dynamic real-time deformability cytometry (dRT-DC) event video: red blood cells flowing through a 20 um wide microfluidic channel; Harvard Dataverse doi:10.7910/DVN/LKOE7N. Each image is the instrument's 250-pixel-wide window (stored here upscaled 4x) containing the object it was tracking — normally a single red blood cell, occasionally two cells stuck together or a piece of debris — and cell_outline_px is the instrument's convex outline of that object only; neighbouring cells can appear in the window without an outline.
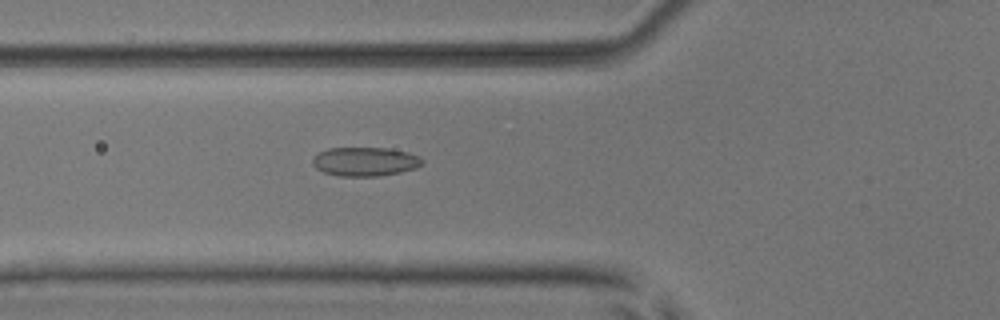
{"species": "common noctule bat (a hibernating species)", "species_latin": "Nyctalus noctula", "temperature_condition": "room temperature", "stored_images_in_passage": 36, "camera_frame_rate_fps": 3000, "um_per_image_px": 0.085, "animal": {"sex": "male", "body_mass_g": 17.9, "forearm_length_mm": 54.2}, "frame": {"image": 1, "passage_image": 3, "time_ms": 0.667, "image_size_px": [1000, 320], "cell_outline_px": [[424, 164], [416, 168], [400, 172], [380, 176], [340, 176], [324, 172], [316, 168], [312, 164], [312, 160], [320, 152], [328, 148], [388, 148], [408, 152], [424, 160]], "centroid_in_image_um": [31.05, 13.74], "position_along_channel_um": 94.8, "area_um2": 18.44}}
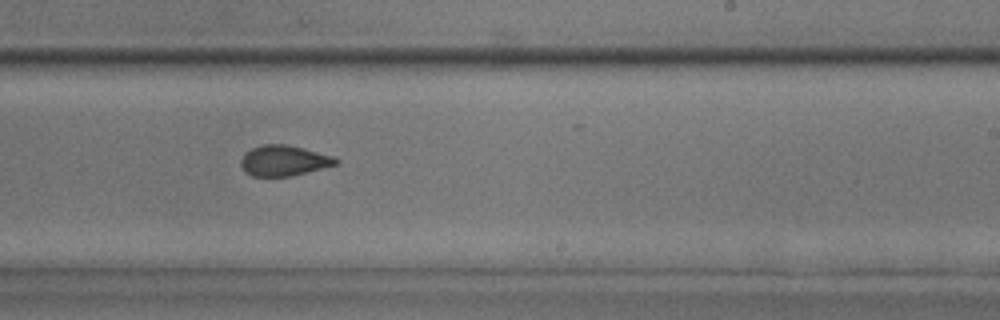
{"frame": {"image": 2, "passage_image": 16, "time_ms": 5.0, "image_size_px": [1000, 320], "cell_outline_px": [[340, 160], [336, 164], [292, 176], [252, 176], [244, 172], [240, 164], [240, 160], [244, 152], [252, 148], [264, 144], [288, 144], [336, 156]], "centroid_in_image_um": [24.12, 13.64], "position_along_channel_um": 264.9, "area_um2": 17.11}}
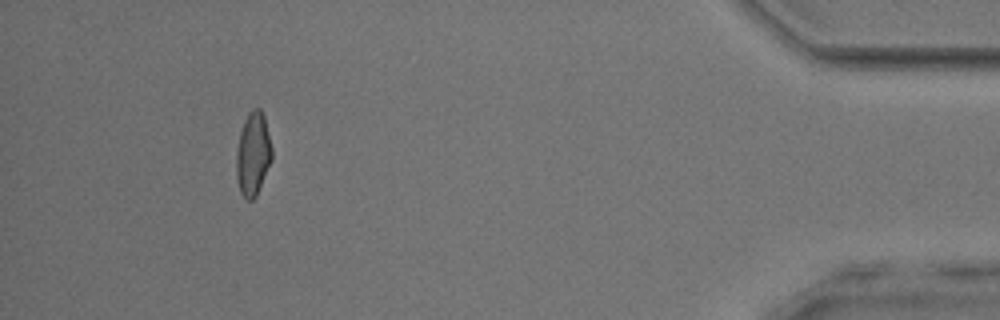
{"frame": {"image": 3, "passage_image": 32, "time_ms": 10.333, "image_size_px": [1000, 320], "cell_outline_px": [[272, 160], [256, 196], [252, 200], [244, 200], [240, 192], [236, 176], [236, 152], [240, 132], [244, 120], [248, 112], [252, 108], [260, 108], [264, 116], [272, 148]], "centroid_in_image_um": [21.5, 13.1], "position_along_channel_um": 413.7, "area_um2": 17.46}, "authors_computed_cell_mechanics": {"area_um2": 17.1377, "velocity_mm_per_s": 3.9333, "shape_relaxation_time_tau1_ms": null, "shape_relaxation_time_tau2_ms": 1.1802, "deformation_change_tau1": null, "deformation_change_tau2": 0.0648}}